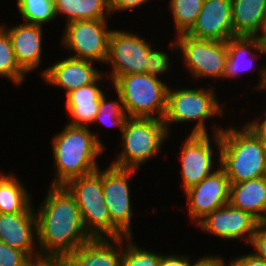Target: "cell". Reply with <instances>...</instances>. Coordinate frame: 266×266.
<instances>
[{
  "instance_id": "obj_1",
  "label": "cell",
  "mask_w": 266,
  "mask_h": 266,
  "mask_svg": "<svg viewBox=\"0 0 266 266\" xmlns=\"http://www.w3.org/2000/svg\"><path fill=\"white\" fill-rule=\"evenodd\" d=\"M35 208L41 259L62 260L92 238L86 232L74 196L64 185H50Z\"/></svg>"
},
{
  "instance_id": "obj_2",
  "label": "cell",
  "mask_w": 266,
  "mask_h": 266,
  "mask_svg": "<svg viewBox=\"0 0 266 266\" xmlns=\"http://www.w3.org/2000/svg\"><path fill=\"white\" fill-rule=\"evenodd\" d=\"M99 133L89 127L66 124L52 137L54 168L50 185H65L70 179L90 174L100 167L98 158L106 152V145Z\"/></svg>"
},
{
  "instance_id": "obj_3",
  "label": "cell",
  "mask_w": 266,
  "mask_h": 266,
  "mask_svg": "<svg viewBox=\"0 0 266 266\" xmlns=\"http://www.w3.org/2000/svg\"><path fill=\"white\" fill-rule=\"evenodd\" d=\"M242 124L224 126L220 133V167L230 183L266 176L264 143L245 123Z\"/></svg>"
},
{
  "instance_id": "obj_4",
  "label": "cell",
  "mask_w": 266,
  "mask_h": 266,
  "mask_svg": "<svg viewBox=\"0 0 266 266\" xmlns=\"http://www.w3.org/2000/svg\"><path fill=\"white\" fill-rule=\"evenodd\" d=\"M193 87H171L169 86L167 92V108L164 115L163 123L171 136L173 130L172 125L194 123L192 129L188 134H209L206 121L211 117H222L226 112L224 105L226 103L219 102L217 92L212 86L197 87L196 84ZM181 87V88H180ZM197 87V88H196ZM225 108V109H224Z\"/></svg>"
},
{
  "instance_id": "obj_5",
  "label": "cell",
  "mask_w": 266,
  "mask_h": 266,
  "mask_svg": "<svg viewBox=\"0 0 266 266\" xmlns=\"http://www.w3.org/2000/svg\"><path fill=\"white\" fill-rule=\"evenodd\" d=\"M120 135L122 148L111 165L136 170L158 157L165 141L170 140L163 120L154 118L128 117Z\"/></svg>"
},
{
  "instance_id": "obj_6",
  "label": "cell",
  "mask_w": 266,
  "mask_h": 266,
  "mask_svg": "<svg viewBox=\"0 0 266 266\" xmlns=\"http://www.w3.org/2000/svg\"><path fill=\"white\" fill-rule=\"evenodd\" d=\"M64 186L74 196L84 228L92 239L125 236L111 222L103 195L102 168L99 167L90 174L70 179Z\"/></svg>"
},
{
  "instance_id": "obj_7",
  "label": "cell",
  "mask_w": 266,
  "mask_h": 266,
  "mask_svg": "<svg viewBox=\"0 0 266 266\" xmlns=\"http://www.w3.org/2000/svg\"><path fill=\"white\" fill-rule=\"evenodd\" d=\"M168 82L150 74H129L119 77L111 86L122 99L129 118L163 120L167 108Z\"/></svg>"
},
{
  "instance_id": "obj_8",
  "label": "cell",
  "mask_w": 266,
  "mask_h": 266,
  "mask_svg": "<svg viewBox=\"0 0 266 266\" xmlns=\"http://www.w3.org/2000/svg\"><path fill=\"white\" fill-rule=\"evenodd\" d=\"M211 127L212 134H188L180 143V153L177 157L182 175L179 186L183 192L220 168V133L224 128L215 123Z\"/></svg>"
},
{
  "instance_id": "obj_9",
  "label": "cell",
  "mask_w": 266,
  "mask_h": 266,
  "mask_svg": "<svg viewBox=\"0 0 266 266\" xmlns=\"http://www.w3.org/2000/svg\"><path fill=\"white\" fill-rule=\"evenodd\" d=\"M169 49L172 58L177 54L182 57L185 72L187 70L193 80H223L228 56L227 41L195 39L180 34L170 40Z\"/></svg>"
},
{
  "instance_id": "obj_10",
  "label": "cell",
  "mask_w": 266,
  "mask_h": 266,
  "mask_svg": "<svg viewBox=\"0 0 266 266\" xmlns=\"http://www.w3.org/2000/svg\"><path fill=\"white\" fill-rule=\"evenodd\" d=\"M108 19L77 20L65 24L62 32L61 47L68 50V56L89 60L105 65L109 55Z\"/></svg>"
},
{
  "instance_id": "obj_11",
  "label": "cell",
  "mask_w": 266,
  "mask_h": 266,
  "mask_svg": "<svg viewBox=\"0 0 266 266\" xmlns=\"http://www.w3.org/2000/svg\"><path fill=\"white\" fill-rule=\"evenodd\" d=\"M153 45L137 32L112 29L106 62L110 71L109 74L103 72L106 76L109 75V84L122 76L146 73L147 58Z\"/></svg>"
},
{
  "instance_id": "obj_12",
  "label": "cell",
  "mask_w": 266,
  "mask_h": 266,
  "mask_svg": "<svg viewBox=\"0 0 266 266\" xmlns=\"http://www.w3.org/2000/svg\"><path fill=\"white\" fill-rule=\"evenodd\" d=\"M136 172V169L119 168L111 164L104 170L102 168L103 195L111 222L127 237L134 236L131 221L135 209L131 204L129 180L134 178Z\"/></svg>"
},
{
  "instance_id": "obj_13",
  "label": "cell",
  "mask_w": 266,
  "mask_h": 266,
  "mask_svg": "<svg viewBox=\"0 0 266 266\" xmlns=\"http://www.w3.org/2000/svg\"><path fill=\"white\" fill-rule=\"evenodd\" d=\"M230 182L225 171L220 167L186 191V205L191 223L197 225L208 214L229 203ZM193 221V222H192Z\"/></svg>"
},
{
  "instance_id": "obj_14",
  "label": "cell",
  "mask_w": 266,
  "mask_h": 266,
  "mask_svg": "<svg viewBox=\"0 0 266 266\" xmlns=\"http://www.w3.org/2000/svg\"><path fill=\"white\" fill-rule=\"evenodd\" d=\"M228 56L223 80L239 79L245 73L256 71L258 83L253 88L255 92H266V64L255 65L261 56H266V48L260 43L258 36H235L227 41ZM259 55V56H258ZM259 69H258V67ZM258 70V71H257Z\"/></svg>"
},
{
  "instance_id": "obj_15",
  "label": "cell",
  "mask_w": 266,
  "mask_h": 266,
  "mask_svg": "<svg viewBox=\"0 0 266 266\" xmlns=\"http://www.w3.org/2000/svg\"><path fill=\"white\" fill-rule=\"evenodd\" d=\"M257 223L258 220L250 213L228 203L208 214L196 226L206 235L208 233L224 239L223 241L244 239V244L248 246L255 234Z\"/></svg>"
},
{
  "instance_id": "obj_16",
  "label": "cell",
  "mask_w": 266,
  "mask_h": 266,
  "mask_svg": "<svg viewBox=\"0 0 266 266\" xmlns=\"http://www.w3.org/2000/svg\"><path fill=\"white\" fill-rule=\"evenodd\" d=\"M96 62L76 59L66 55L48 66L42 72L41 79L45 85L51 87H59L64 91L65 95L79 87L87 86L95 82L102 74V70H98Z\"/></svg>"
},
{
  "instance_id": "obj_17",
  "label": "cell",
  "mask_w": 266,
  "mask_h": 266,
  "mask_svg": "<svg viewBox=\"0 0 266 266\" xmlns=\"http://www.w3.org/2000/svg\"><path fill=\"white\" fill-rule=\"evenodd\" d=\"M186 34L195 39L216 41L235 37L231 0H204L200 14Z\"/></svg>"
},
{
  "instance_id": "obj_18",
  "label": "cell",
  "mask_w": 266,
  "mask_h": 266,
  "mask_svg": "<svg viewBox=\"0 0 266 266\" xmlns=\"http://www.w3.org/2000/svg\"><path fill=\"white\" fill-rule=\"evenodd\" d=\"M0 241L23 251L30 259H41L36 247V213H0Z\"/></svg>"
},
{
  "instance_id": "obj_19",
  "label": "cell",
  "mask_w": 266,
  "mask_h": 266,
  "mask_svg": "<svg viewBox=\"0 0 266 266\" xmlns=\"http://www.w3.org/2000/svg\"><path fill=\"white\" fill-rule=\"evenodd\" d=\"M8 32L19 67L27 74L41 68L43 54V31L41 25L21 22L15 26L0 23Z\"/></svg>"
},
{
  "instance_id": "obj_20",
  "label": "cell",
  "mask_w": 266,
  "mask_h": 266,
  "mask_svg": "<svg viewBox=\"0 0 266 266\" xmlns=\"http://www.w3.org/2000/svg\"><path fill=\"white\" fill-rule=\"evenodd\" d=\"M123 237L91 239L67 254L66 266H122Z\"/></svg>"
},
{
  "instance_id": "obj_21",
  "label": "cell",
  "mask_w": 266,
  "mask_h": 266,
  "mask_svg": "<svg viewBox=\"0 0 266 266\" xmlns=\"http://www.w3.org/2000/svg\"><path fill=\"white\" fill-rule=\"evenodd\" d=\"M106 78L108 80L103 73L95 82L70 91L64 96L66 98L65 109L71 118L67 124L81 127L91 126L97 115L101 96L105 93L104 89L108 91L110 89L107 85L101 84Z\"/></svg>"
},
{
  "instance_id": "obj_22",
  "label": "cell",
  "mask_w": 266,
  "mask_h": 266,
  "mask_svg": "<svg viewBox=\"0 0 266 266\" xmlns=\"http://www.w3.org/2000/svg\"><path fill=\"white\" fill-rule=\"evenodd\" d=\"M229 203L258 221L266 220V176L230 183Z\"/></svg>"
},
{
  "instance_id": "obj_23",
  "label": "cell",
  "mask_w": 266,
  "mask_h": 266,
  "mask_svg": "<svg viewBox=\"0 0 266 266\" xmlns=\"http://www.w3.org/2000/svg\"><path fill=\"white\" fill-rule=\"evenodd\" d=\"M236 36H258L266 19V0H231Z\"/></svg>"
},
{
  "instance_id": "obj_24",
  "label": "cell",
  "mask_w": 266,
  "mask_h": 266,
  "mask_svg": "<svg viewBox=\"0 0 266 266\" xmlns=\"http://www.w3.org/2000/svg\"><path fill=\"white\" fill-rule=\"evenodd\" d=\"M31 195L19 175L0 171V213L35 212Z\"/></svg>"
},
{
  "instance_id": "obj_25",
  "label": "cell",
  "mask_w": 266,
  "mask_h": 266,
  "mask_svg": "<svg viewBox=\"0 0 266 266\" xmlns=\"http://www.w3.org/2000/svg\"><path fill=\"white\" fill-rule=\"evenodd\" d=\"M56 18L65 16V24L77 20L110 19L107 0H53Z\"/></svg>"
},
{
  "instance_id": "obj_26",
  "label": "cell",
  "mask_w": 266,
  "mask_h": 266,
  "mask_svg": "<svg viewBox=\"0 0 266 266\" xmlns=\"http://www.w3.org/2000/svg\"><path fill=\"white\" fill-rule=\"evenodd\" d=\"M28 76L18 65L10 36L0 24V77L9 79L13 86H21Z\"/></svg>"
},
{
  "instance_id": "obj_27",
  "label": "cell",
  "mask_w": 266,
  "mask_h": 266,
  "mask_svg": "<svg viewBox=\"0 0 266 266\" xmlns=\"http://www.w3.org/2000/svg\"><path fill=\"white\" fill-rule=\"evenodd\" d=\"M204 0H170L168 2L169 14L173 18L174 36L186 34L194 25Z\"/></svg>"
},
{
  "instance_id": "obj_28",
  "label": "cell",
  "mask_w": 266,
  "mask_h": 266,
  "mask_svg": "<svg viewBox=\"0 0 266 266\" xmlns=\"http://www.w3.org/2000/svg\"><path fill=\"white\" fill-rule=\"evenodd\" d=\"M16 8L27 24L44 26L57 19L53 0H16Z\"/></svg>"
},
{
  "instance_id": "obj_29",
  "label": "cell",
  "mask_w": 266,
  "mask_h": 266,
  "mask_svg": "<svg viewBox=\"0 0 266 266\" xmlns=\"http://www.w3.org/2000/svg\"><path fill=\"white\" fill-rule=\"evenodd\" d=\"M106 94L107 93H104L101 96L97 115L95 116L92 124L96 125L99 123L101 125H105L107 128L116 127L119 128L120 132H122L123 125L128 117L125 113L120 94L115 90V96L117 95L115 98L116 100H108L107 96L109 95Z\"/></svg>"
},
{
  "instance_id": "obj_30",
  "label": "cell",
  "mask_w": 266,
  "mask_h": 266,
  "mask_svg": "<svg viewBox=\"0 0 266 266\" xmlns=\"http://www.w3.org/2000/svg\"><path fill=\"white\" fill-rule=\"evenodd\" d=\"M134 239V236L123 237L122 266H159L163 254L145 249L143 246L139 247Z\"/></svg>"
},
{
  "instance_id": "obj_31",
  "label": "cell",
  "mask_w": 266,
  "mask_h": 266,
  "mask_svg": "<svg viewBox=\"0 0 266 266\" xmlns=\"http://www.w3.org/2000/svg\"><path fill=\"white\" fill-rule=\"evenodd\" d=\"M157 48V49H156ZM154 47L150 50L147 64H146V73L152 75L153 77L162 79V76L167 75L165 72H169L172 64L171 57H169L170 52H165L158 47Z\"/></svg>"
},
{
  "instance_id": "obj_32",
  "label": "cell",
  "mask_w": 266,
  "mask_h": 266,
  "mask_svg": "<svg viewBox=\"0 0 266 266\" xmlns=\"http://www.w3.org/2000/svg\"><path fill=\"white\" fill-rule=\"evenodd\" d=\"M30 260L23 251L0 241V266H25Z\"/></svg>"
},
{
  "instance_id": "obj_33",
  "label": "cell",
  "mask_w": 266,
  "mask_h": 266,
  "mask_svg": "<svg viewBox=\"0 0 266 266\" xmlns=\"http://www.w3.org/2000/svg\"><path fill=\"white\" fill-rule=\"evenodd\" d=\"M251 246L252 252L258 258L266 261V220L258 221L255 234L253 235L248 247Z\"/></svg>"
},
{
  "instance_id": "obj_34",
  "label": "cell",
  "mask_w": 266,
  "mask_h": 266,
  "mask_svg": "<svg viewBox=\"0 0 266 266\" xmlns=\"http://www.w3.org/2000/svg\"><path fill=\"white\" fill-rule=\"evenodd\" d=\"M151 0H107V5L111 15L120 11H130L139 9L141 6L148 4Z\"/></svg>"
},
{
  "instance_id": "obj_35",
  "label": "cell",
  "mask_w": 266,
  "mask_h": 266,
  "mask_svg": "<svg viewBox=\"0 0 266 266\" xmlns=\"http://www.w3.org/2000/svg\"><path fill=\"white\" fill-rule=\"evenodd\" d=\"M263 112V113H262ZM254 119L244 122L260 140H266V108Z\"/></svg>"
},
{
  "instance_id": "obj_36",
  "label": "cell",
  "mask_w": 266,
  "mask_h": 266,
  "mask_svg": "<svg viewBox=\"0 0 266 266\" xmlns=\"http://www.w3.org/2000/svg\"><path fill=\"white\" fill-rule=\"evenodd\" d=\"M189 256L184 254H178L172 252L169 254H163L160 260L159 266H188Z\"/></svg>"
},
{
  "instance_id": "obj_37",
  "label": "cell",
  "mask_w": 266,
  "mask_h": 266,
  "mask_svg": "<svg viewBox=\"0 0 266 266\" xmlns=\"http://www.w3.org/2000/svg\"><path fill=\"white\" fill-rule=\"evenodd\" d=\"M242 266H266V261L264 259L258 258L252 252H247V254L239 255L235 257Z\"/></svg>"
},
{
  "instance_id": "obj_38",
  "label": "cell",
  "mask_w": 266,
  "mask_h": 266,
  "mask_svg": "<svg viewBox=\"0 0 266 266\" xmlns=\"http://www.w3.org/2000/svg\"><path fill=\"white\" fill-rule=\"evenodd\" d=\"M222 255H215V254H211L207 256L206 255H202L201 257H199V259H197L196 261H192L191 256H189V263L188 266H217L218 264V259L221 257Z\"/></svg>"
},
{
  "instance_id": "obj_39",
  "label": "cell",
  "mask_w": 266,
  "mask_h": 266,
  "mask_svg": "<svg viewBox=\"0 0 266 266\" xmlns=\"http://www.w3.org/2000/svg\"><path fill=\"white\" fill-rule=\"evenodd\" d=\"M217 266H242L241 263L234 257L230 259L229 261H225V257L223 258L222 256L218 259V264Z\"/></svg>"
},
{
  "instance_id": "obj_40",
  "label": "cell",
  "mask_w": 266,
  "mask_h": 266,
  "mask_svg": "<svg viewBox=\"0 0 266 266\" xmlns=\"http://www.w3.org/2000/svg\"><path fill=\"white\" fill-rule=\"evenodd\" d=\"M37 266H66L62 260L43 259Z\"/></svg>"
},
{
  "instance_id": "obj_41",
  "label": "cell",
  "mask_w": 266,
  "mask_h": 266,
  "mask_svg": "<svg viewBox=\"0 0 266 266\" xmlns=\"http://www.w3.org/2000/svg\"><path fill=\"white\" fill-rule=\"evenodd\" d=\"M260 43L266 48V19L262 32L258 35Z\"/></svg>"
},
{
  "instance_id": "obj_42",
  "label": "cell",
  "mask_w": 266,
  "mask_h": 266,
  "mask_svg": "<svg viewBox=\"0 0 266 266\" xmlns=\"http://www.w3.org/2000/svg\"><path fill=\"white\" fill-rule=\"evenodd\" d=\"M43 259H31L25 266H37Z\"/></svg>"
},
{
  "instance_id": "obj_43",
  "label": "cell",
  "mask_w": 266,
  "mask_h": 266,
  "mask_svg": "<svg viewBox=\"0 0 266 266\" xmlns=\"http://www.w3.org/2000/svg\"><path fill=\"white\" fill-rule=\"evenodd\" d=\"M264 143L265 146V152H266V140H261Z\"/></svg>"
}]
</instances>
